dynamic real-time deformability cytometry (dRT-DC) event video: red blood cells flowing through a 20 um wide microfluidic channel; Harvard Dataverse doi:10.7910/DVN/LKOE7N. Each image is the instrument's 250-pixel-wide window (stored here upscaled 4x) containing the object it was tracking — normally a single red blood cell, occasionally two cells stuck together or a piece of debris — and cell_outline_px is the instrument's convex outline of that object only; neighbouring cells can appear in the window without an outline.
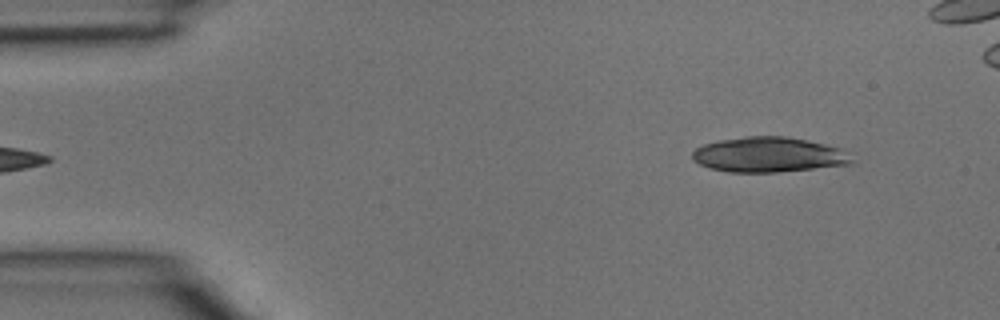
{"species": "common noctule bat (a hibernating species)", "species_latin": "Nyctalus noctula", "temperature_condition": "room temperature", "stored_images_in_passage": 4, "segment_of_instrument_passage": [2, 2], "camera_frame_rate_fps": 3000, "um_per_image_px": 0.085, "animal": {"sex": "male", "body_mass_g": 15.6}, "frame": {"image": 1, "passage_image": 4, "time_ms": 1.0, "image_size_px": [1000, 320], "cell_outline_px": [[852, 164], [776, 172], [728, 172], [708, 168], [692, 160], [692, 152], [696, 148], [704, 144], [720, 140], [744, 136], [784, 136], [808, 140], [840, 148], [852, 160]], "centroid_in_image_um": [65.27, 13.15], "position_along_channel_um": 19.7, "area_um2": 32.43}}